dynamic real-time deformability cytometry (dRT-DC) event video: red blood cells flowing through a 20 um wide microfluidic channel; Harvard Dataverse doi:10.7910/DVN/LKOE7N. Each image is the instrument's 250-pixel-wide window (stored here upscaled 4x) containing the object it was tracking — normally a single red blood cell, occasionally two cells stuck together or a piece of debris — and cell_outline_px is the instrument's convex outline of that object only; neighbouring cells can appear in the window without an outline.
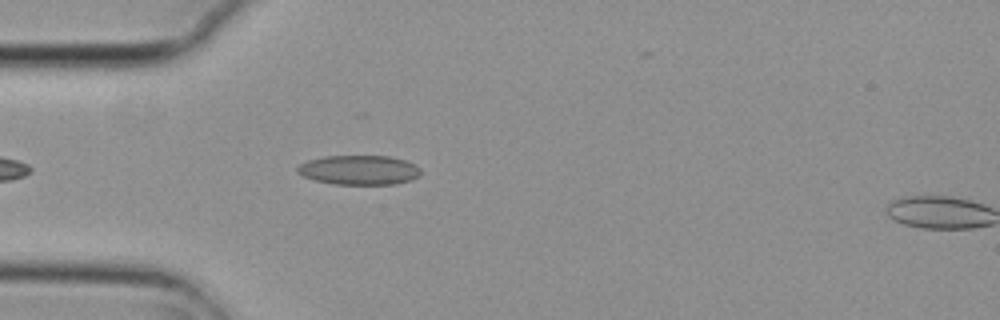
{"species": "common noctule bat (a hibernating species)", "species_latin": "Nyctalus noctula", "temperature_condition": "cold", "stored_images_in_passage": 4, "camera_frame_rate_fps": 3000, "um_per_image_px": 0.085, "animal": {"sex": "female", "body_mass_g": 29.2, "forearm_length_mm": 56.3}, "frame": {"image": 1, "passage_image": 3, "time_ms": 0.667, "image_size_px": [1000, 320], "cell_outline_px": [[420, 176], [412, 180], [396, 184], [332, 184], [316, 180], [304, 176], [296, 172], [296, 168], [300, 164], [308, 160], [324, 156], [388, 156], [404, 160], [416, 164], [420, 168]], "centroid_in_image_um": [30.54, 14.45], "position_along_channel_um": 54.5, "area_um2": 21.27}}